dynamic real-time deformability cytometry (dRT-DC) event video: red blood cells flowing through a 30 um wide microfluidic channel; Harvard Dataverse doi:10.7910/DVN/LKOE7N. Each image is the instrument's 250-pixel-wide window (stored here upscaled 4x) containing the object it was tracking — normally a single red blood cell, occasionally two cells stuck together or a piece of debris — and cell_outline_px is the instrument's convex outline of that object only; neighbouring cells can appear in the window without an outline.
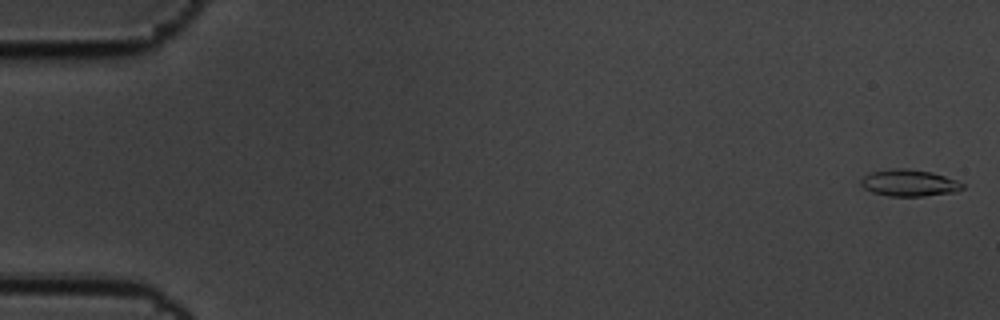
{"species": "common noctule bat (a hibernating species)", "species_latin": "Nyctalus noctula", "temperature_condition": "cold", "stored_images_in_passage": 7, "camera_frame_rate_fps": 3000, "um_per_image_px": 0.085, "animal": {"sex": "male", "body_mass_g": 19.5, "forearm_length_mm": 54.6}, "frame": {"image": 1, "passage_image": 1, "time_ms": 0.0, "image_size_px": [1000, 320], "cell_outline_px": [[964, 188], [956, 192], [924, 196], [888, 196], [872, 192], [864, 188], [860, 184], [860, 180], [864, 176], [872, 172], [896, 168], [908, 168], [932, 172], [956, 180], [964, 184]], "centroid_in_image_um": [77.29, 15.55], "position_along_channel_um": 7.7, "area_um2": 15.84}}
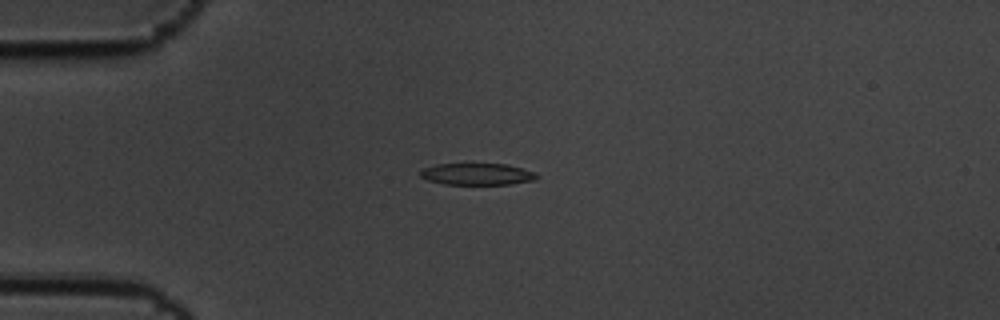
{"frame": {"image": 2, "passage_image": 5, "time_ms": 1.333, "image_size_px": [1000, 320], "cell_outline_px": [[540, 176], [536, 180], [512, 184], [444, 184], [428, 180], [420, 176], [420, 172], [424, 168], [436, 164], [504, 164], [536, 172]], "centroid_in_image_um": [40.59, 14.8], "position_along_channel_um": 44.4, "area_um2": 14.68}}
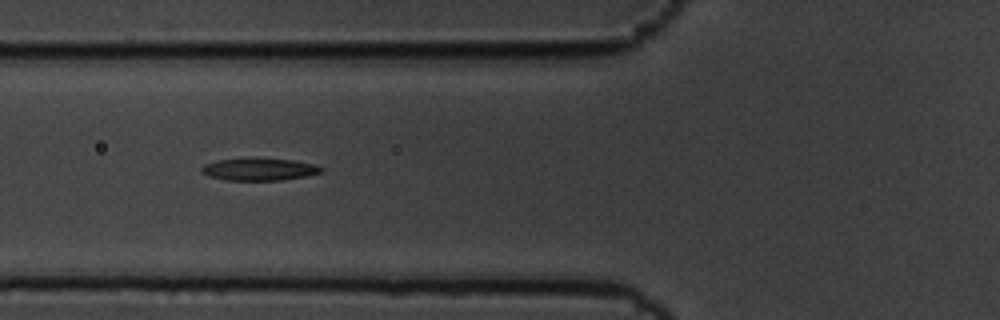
{"frame": {"image": 3, "passage_image": 7, "time_ms": 2.0, "image_size_px": [1000, 320], "cell_outline_px": [[324, 172], [308, 176], [280, 180], [224, 180], [208, 176], [200, 172], [200, 168], [204, 164], [216, 160], [244, 156], [252, 156], [296, 160], [316, 164], [324, 168]], "centroid_in_image_um": [22.03, 14.35], "position_along_channel_um": 103.8, "area_um2": 16.53}}